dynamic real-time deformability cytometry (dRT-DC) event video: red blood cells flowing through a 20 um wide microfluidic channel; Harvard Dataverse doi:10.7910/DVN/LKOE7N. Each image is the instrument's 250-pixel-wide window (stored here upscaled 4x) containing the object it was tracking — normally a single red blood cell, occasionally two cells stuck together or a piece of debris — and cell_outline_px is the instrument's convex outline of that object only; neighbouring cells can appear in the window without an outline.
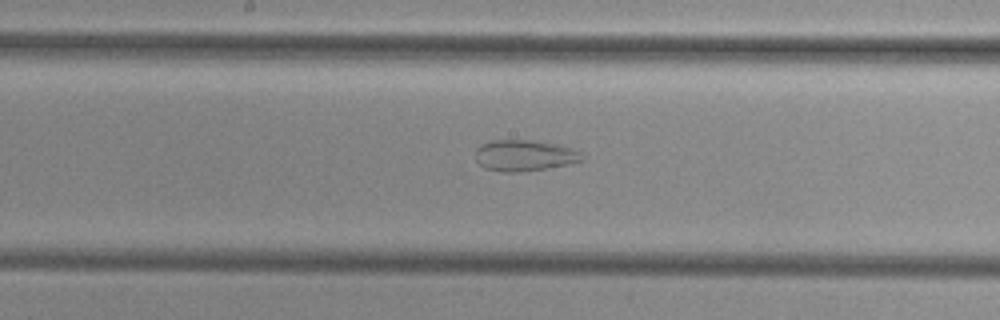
{"species": "common noctule bat (a hibernating species)", "species_latin": "Nyctalus noctula", "temperature_condition": "cold", "stored_images_in_passage": 36, "camera_frame_rate_fps": 3000, "um_per_image_px": 0.085, "animal": {"sex": "female", "body_mass_g": 29.2, "forearm_length_mm": 56.3}, "frame": {"image": 1, "passage_image": 11, "time_ms": 3.333, "image_size_px": [1000, 320], "cell_outline_px": [[584, 160], [568, 164], [520, 172], [504, 172], [484, 168], [476, 160], [476, 148], [480, 144], [488, 140], [536, 140], [556, 144], [580, 152], [584, 156]], "centroid_in_image_um": [44.53, 13.2], "position_along_channel_um": 203.7, "area_um2": 19.31}}
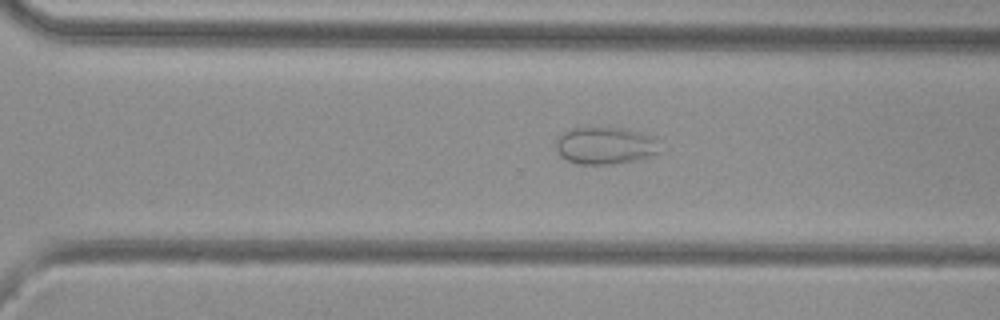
{"frame": {"image": 2, "passage_image": 20, "time_ms": 6.333, "image_size_px": [1000, 320], "cell_outline_px": [[660, 152], [652, 156], [636, 160], [612, 164], [580, 164], [568, 160], [560, 156], [556, 152], [556, 136], [572, 128], [624, 128], [656, 136]], "centroid_in_image_um": [51.45, 12.37], "position_along_channel_um": 319.1, "area_um2": 22.77}}
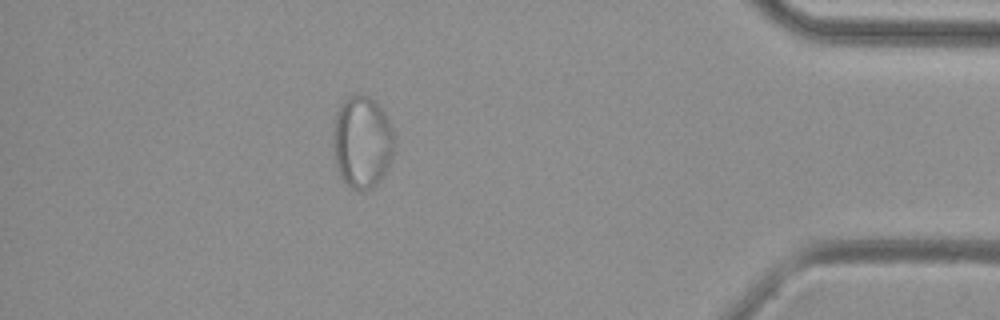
{"frame": {"image": 3, "passage_image": 30, "time_ms": 9.667, "image_size_px": [1000, 320], "cell_outline_px": [[392, 160], [388, 168], [376, 184], [372, 188], [364, 192], [356, 192], [340, 176], [332, 152], [332, 132], [336, 112], [344, 100], [348, 96], [364, 92], [384, 112], [392, 128]], "centroid_in_image_um": [30.73, 12.08], "position_along_channel_um": 404.5, "area_um2": 33.18}}